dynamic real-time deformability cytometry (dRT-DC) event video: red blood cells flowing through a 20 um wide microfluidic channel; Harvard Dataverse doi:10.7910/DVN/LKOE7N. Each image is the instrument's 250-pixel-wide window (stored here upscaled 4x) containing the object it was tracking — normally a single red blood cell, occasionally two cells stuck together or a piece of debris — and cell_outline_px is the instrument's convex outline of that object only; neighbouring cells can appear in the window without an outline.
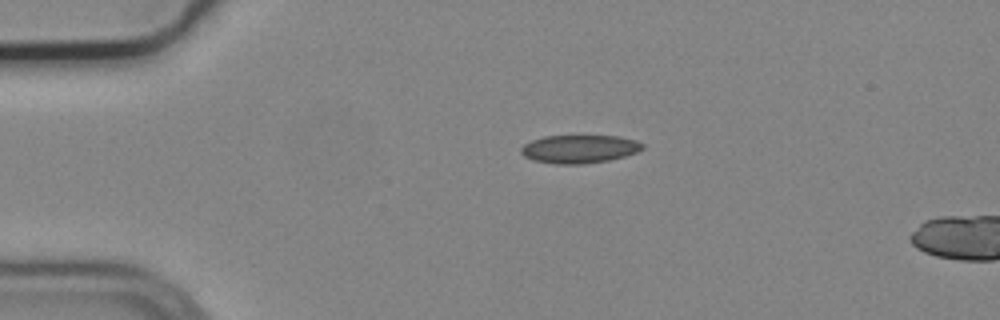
{"species": "common noctule bat (a hibernating species)", "species_latin": "Nyctalus noctula", "temperature_condition": "cold", "stored_images_in_passage": 2, "camera_frame_rate_fps": 3000, "um_per_image_px": 0.085, "animal": {"sex": "male", "body_mass_g": 19.2, "forearm_length_mm": 51.8}, "frame": {"image": 1, "passage_image": 1, "time_ms": 0.0, "image_size_px": [1000, 320], "cell_outline_px": [[644, 148], [636, 152], [624, 156], [608, 160], [584, 164], [556, 164], [532, 160], [524, 156], [520, 152], [520, 148], [524, 144], [532, 140], [544, 136], [620, 136], [636, 140], [644, 144]], "centroid_in_image_um": [49.23, 12.66], "position_along_channel_um": 35.8, "area_um2": 20.0}}